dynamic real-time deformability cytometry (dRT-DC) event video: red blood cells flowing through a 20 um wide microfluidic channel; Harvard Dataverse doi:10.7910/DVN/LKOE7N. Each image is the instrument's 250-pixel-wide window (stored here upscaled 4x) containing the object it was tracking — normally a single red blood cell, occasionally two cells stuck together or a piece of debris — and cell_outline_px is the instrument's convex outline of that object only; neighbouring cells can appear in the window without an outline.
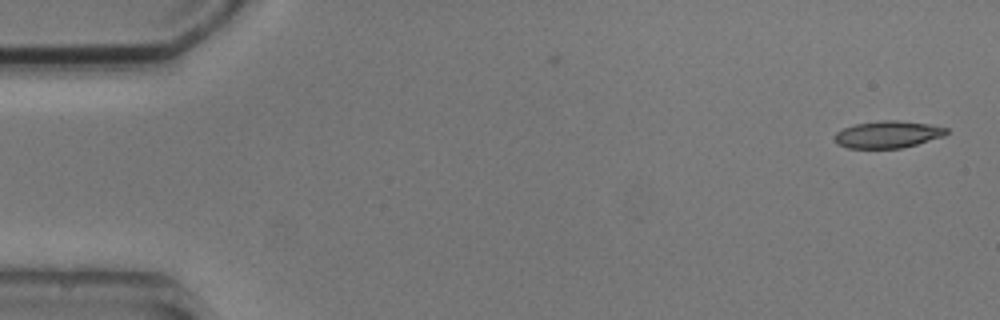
{"species": "common noctule bat (a hibernating species)", "species_latin": "Nyctalus noctula", "temperature_condition": "cold", "stored_images_in_passage": 2, "camera_frame_rate_fps": 3000, "um_per_image_px": 0.085, "animal": {"sex": "male", "body_mass_g": 20.5, "forearm_length_mm": 52.5}, "frame": {"image": 1, "passage_image": 2, "time_ms": 1.333, "image_size_px": [1000, 320], "cell_outline_px": [[948, 132], [944, 136], [916, 144], [900, 148], [848, 148], [836, 144], [832, 136], [836, 132], [844, 128], [856, 124], [884, 120], [896, 120], [928, 124], [948, 128]], "centroid_in_image_um": [75.42, 11.43], "position_along_channel_um": 9.6, "area_um2": 17.57}}